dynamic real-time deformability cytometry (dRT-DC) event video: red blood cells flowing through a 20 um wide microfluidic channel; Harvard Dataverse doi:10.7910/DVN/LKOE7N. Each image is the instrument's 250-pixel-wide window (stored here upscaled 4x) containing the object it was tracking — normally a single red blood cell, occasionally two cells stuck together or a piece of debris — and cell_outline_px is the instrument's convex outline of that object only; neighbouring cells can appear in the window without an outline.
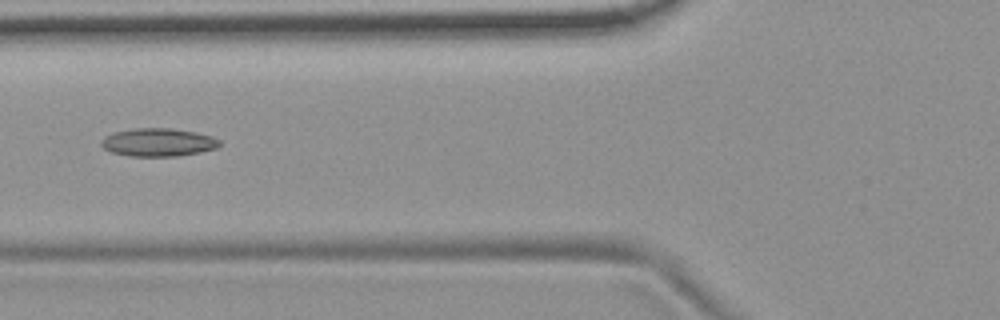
{"species": "common noctule bat (a hibernating species)", "species_latin": "Nyctalus noctula", "temperature_condition": "room temperature", "stored_images_in_passage": 7, "camera_frame_rate_fps": 3000, "um_per_image_px": 0.085, "animal": {"sex": "female", "body_mass_g": 19.9}, "frame": {"image": 1, "passage_image": 7, "time_ms": 2.0, "image_size_px": [1000, 320], "cell_outline_px": [[220, 144], [216, 148], [200, 152], [180, 156], [128, 156], [112, 152], [104, 148], [100, 144], [100, 140], [104, 136], [112, 132], [136, 128], [172, 128], [196, 132], [212, 136], [220, 140]], "centroid_in_image_um": [13.43, 12.09], "position_along_channel_um": 112.4, "area_um2": 19.54}}